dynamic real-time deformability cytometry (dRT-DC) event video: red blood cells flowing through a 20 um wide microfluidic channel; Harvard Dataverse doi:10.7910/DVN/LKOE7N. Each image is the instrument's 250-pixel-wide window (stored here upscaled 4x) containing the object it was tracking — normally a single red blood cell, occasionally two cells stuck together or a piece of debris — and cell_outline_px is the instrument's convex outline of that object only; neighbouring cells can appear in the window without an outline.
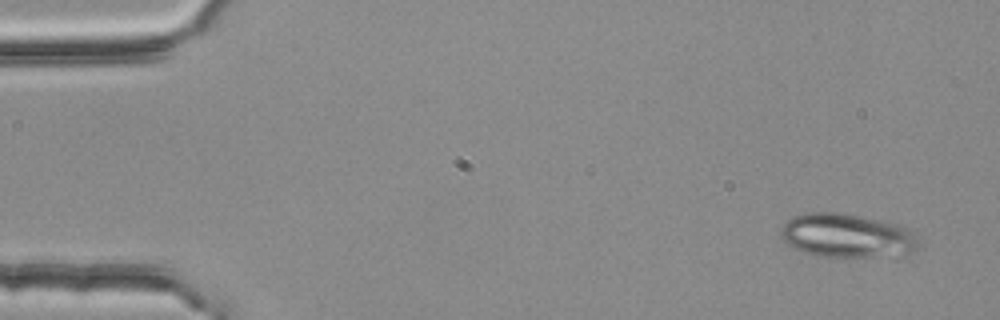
{"species": "common noctule bat (a hibernating species)", "species_latin": "Nyctalus noctula", "temperature_condition": "room temperature", "stored_images_in_passage": 4, "camera_frame_rate_fps": 3000, "um_per_image_px": 0.085, "animal": {"sex": "female", "body_mass_g": 25.1}, "frame": {"image": 1, "passage_image": 1, "time_ms": 0.0, "image_size_px": [1000, 320], "cell_outline_px": [[920, 248], [912, 252], [868, 256], [820, 256], [796, 248], [788, 244], [780, 236], [780, 228], [792, 216], [808, 212], [832, 212], [880, 220], [900, 224], [908, 228], [920, 244]], "centroid_in_image_um": [71.97, 20.0], "position_along_channel_um": 13.0, "area_um2": 34.51}}